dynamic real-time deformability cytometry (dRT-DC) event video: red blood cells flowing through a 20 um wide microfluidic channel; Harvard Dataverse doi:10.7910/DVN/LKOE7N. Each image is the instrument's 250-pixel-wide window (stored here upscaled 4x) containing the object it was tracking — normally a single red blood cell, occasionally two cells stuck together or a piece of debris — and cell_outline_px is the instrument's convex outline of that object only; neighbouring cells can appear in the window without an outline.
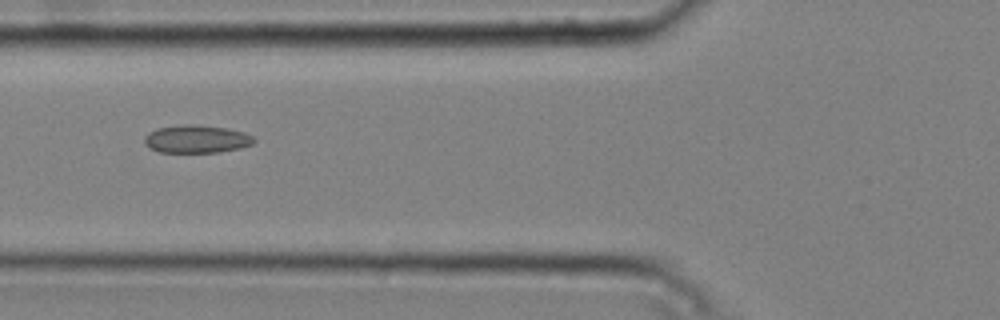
{"species": "common noctule bat (a hibernating species)", "species_latin": "Nyctalus noctula", "temperature_condition": "cold", "stored_images_in_passage": 7, "camera_frame_rate_fps": 3000, "um_per_image_px": 0.085, "animal": {"sex": "male", "body_mass_g": 20.4}, "frame": {"image": 1, "passage_image": 5, "time_ms": 1.333, "image_size_px": [1000, 320], "cell_outline_px": [[256, 140], [252, 144], [240, 148], [220, 152], [160, 152], [148, 148], [144, 144], [144, 136], [148, 132], [156, 128], [180, 124], [192, 124], [228, 128], [244, 132], [252, 136]], "centroid_in_image_um": [16.67, 11.81], "position_along_channel_um": 109.1, "area_um2": 18.03}}
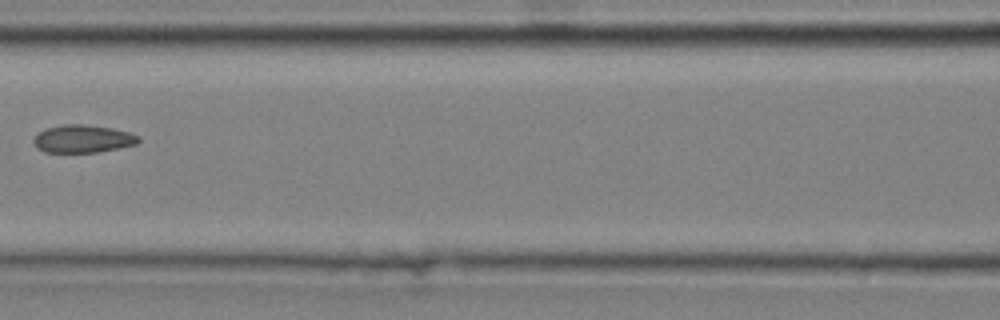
{"frame": {"image": 2, "passage_image": 6, "time_ms": 1.667, "image_size_px": [1000, 320], "cell_outline_px": [[140, 140], [136, 144], [120, 148], [96, 152], [44, 152], [32, 140], [44, 128], [64, 124], [84, 124], [112, 128], [128, 132], [140, 136]], "centroid_in_image_um": [7.07, 11.79], "position_along_channel_um": 159.5, "area_um2": 16.88}}
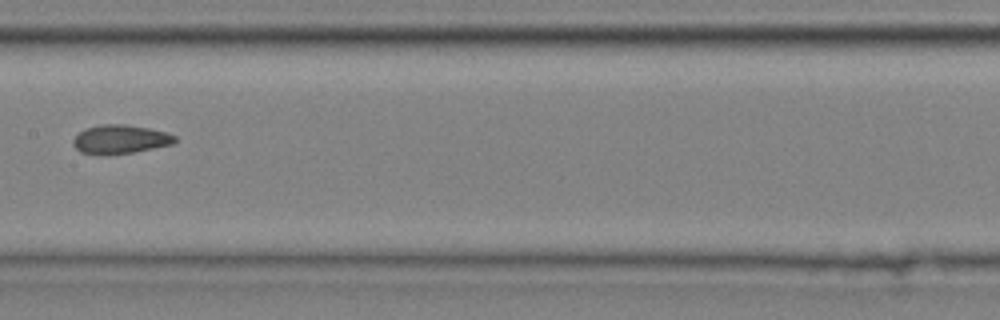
{"frame": {"image": 3, "passage_image": 7, "time_ms": 2.0, "image_size_px": [1000, 320], "cell_outline_px": [[176, 140], [172, 144], [132, 152], [108, 156], [100, 156], [80, 152], [72, 144], [72, 140], [80, 132], [88, 128], [104, 124], [124, 124], [148, 128], [164, 132], [176, 136]], "centroid_in_image_um": [10.17, 11.86], "position_along_channel_um": 197.2, "area_um2": 17.05}}